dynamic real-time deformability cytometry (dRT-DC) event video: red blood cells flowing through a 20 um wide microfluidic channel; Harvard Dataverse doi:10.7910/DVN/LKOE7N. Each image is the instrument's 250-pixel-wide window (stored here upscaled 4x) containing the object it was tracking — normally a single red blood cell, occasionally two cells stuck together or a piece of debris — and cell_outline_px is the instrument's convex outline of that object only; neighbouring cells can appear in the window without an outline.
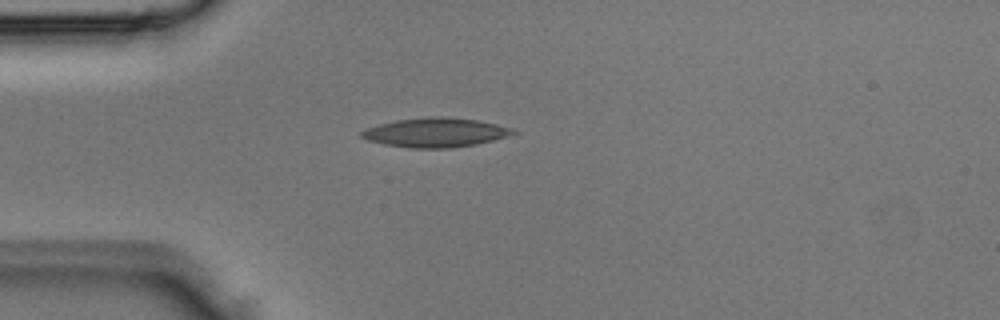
{"species": "Egyptian fruit bat (a non-hibernating species)", "species_latin": "Rousettus aegyptiacus", "temperature_condition": "room temperature", "stored_images_in_passage": 3, "camera_frame_rate_fps": 3000, "um_per_image_px": 0.085, "animal": {"sex": "male"}, "frame": {"image": 1, "passage_image": 3, "time_ms": 0.667, "image_size_px": [1000, 320], "cell_outline_px": [[520, 132], [508, 136], [476, 144], [452, 148], [412, 148], [384, 144], [368, 140], [360, 136], [360, 132], [364, 128], [396, 120], [432, 116], [440, 116], [480, 120], [512, 128]], "centroid_in_image_um": [37.02, 11.26], "position_along_channel_um": 48.0, "area_um2": 25.89}}